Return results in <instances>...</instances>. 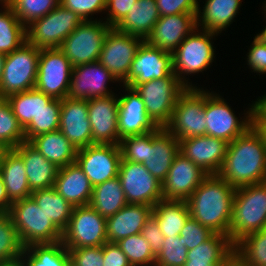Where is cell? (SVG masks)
Listing matches in <instances>:
<instances>
[{"label": "cell", "mask_w": 266, "mask_h": 266, "mask_svg": "<svg viewBox=\"0 0 266 266\" xmlns=\"http://www.w3.org/2000/svg\"><path fill=\"white\" fill-rule=\"evenodd\" d=\"M141 234L150 244L152 252L157 255L162 249L164 236L153 216L145 222Z\"/></svg>", "instance_id": "54"}, {"label": "cell", "mask_w": 266, "mask_h": 266, "mask_svg": "<svg viewBox=\"0 0 266 266\" xmlns=\"http://www.w3.org/2000/svg\"><path fill=\"white\" fill-rule=\"evenodd\" d=\"M30 143L58 168L76 161L77 148L58 129L34 137Z\"/></svg>", "instance_id": "32"}, {"label": "cell", "mask_w": 266, "mask_h": 266, "mask_svg": "<svg viewBox=\"0 0 266 266\" xmlns=\"http://www.w3.org/2000/svg\"><path fill=\"white\" fill-rule=\"evenodd\" d=\"M118 177L128 204L154 206L162 197V183L145 168L142 163H135L121 158Z\"/></svg>", "instance_id": "14"}, {"label": "cell", "mask_w": 266, "mask_h": 266, "mask_svg": "<svg viewBox=\"0 0 266 266\" xmlns=\"http://www.w3.org/2000/svg\"><path fill=\"white\" fill-rule=\"evenodd\" d=\"M254 104L252 121H266V94L258 98Z\"/></svg>", "instance_id": "57"}, {"label": "cell", "mask_w": 266, "mask_h": 266, "mask_svg": "<svg viewBox=\"0 0 266 266\" xmlns=\"http://www.w3.org/2000/svg\"><path fill=\"white\" fill-rule=\"evenodd\" d=\"M208 174L179 153L162 183L164 200L186 201Z\"/></svg>", "instance_id": "19"}, {"label": "cell", "mask_w": 266, "mask_h": 266, "mask_svg": "<svg viewBox=\"0 0 266 266\" xmlns=\"http://www.w3.org/2000/svg\"><path fill=\"white\" fill-rule=\"evenodd\" d=\"M188 249L180 235L164 237L161 251L156 255L154 266H183L187 261Z\"/></svg>", "instance_id": "46"}, {"label": "cell", "mask_w": 266, "mask_h": 266, "mask_svg": "<svg viewBox=\"0 0 266 266\" xmlns=\"http://www.w3.org/2000/svg\"><path fill=\"white\" fill-rule=\"evenodd\" d=\"M9 149L2 143H0V169L2 165V160L4 157V154L8 151Z\"/></svg>", "instance_id": "62"}, {"label": "cell", "mask_w": 266, "mask_h": 266, "mask_svg": "<svg viewBox=\"0 0 266 266\" xmlns=\"http://www.w3.org/2000/svg\"><path fill=\"white\" fill-rule=\"evenodd\" d=\"M132 266H154L156 255L141 233L116 242Z\"/></svg>", "instance_id": "43"}, {"label": "cell", "mask_w": 266, "mask_h": 266, "mask_svg": "<svg viewBox=\"0 0 266 266\" xmlns=\"http://www.w3.org/2000/svg\"><path fill=\"white\" fill-rule=\"evenodd\" d=\"M257 35L266 43V26L265 29Z\"/></svg>", "instance_id": "64"}, {"label": "cell", "mask_w": 266, "mask_h": 266, "mask_svg": "<svg viewBox=\"0 0 266 266\" xmlns=\"http://www.w3.org/2000/svg\"><path fill=\"white\" fill-rule=\"evenodd\" d=\"M0 175L8 199L12 203L30 197L32 191L28 185L24 162L13 149H9L4 154Z\"/></svg>", "instance_id": "31"}, {"label": "cell", "mask_w": 266, "mask_h": 266, "mask_svg": "<svg viewBox=\"0 0 266 266\" xmlns=\"http://www.w3.org/2000/svg\"><path fill=\"white\" fill-rule=\"evenodd\" d=\"M215 233L208 227L201 225L191 216L185 222L180 233V240L191 250L211 238Z\"/></svg>", "instance_id": "47"}, {"label": "cell", "mask_w": 266, "mask_h": 266, "mask_svg": "<svg viewBox=\"0 0 266 266\" xmlns=\"http://www.w3.org/2000/svg\"><path fill=\"white\" fill-rule=\"evenodd\" d=\"M220 263H199V262H192L186 261L183 266H218Z\"/></svg>", "instance_id": "61"}, {"label": "cell", "mask_w": 266, "mask_h": 266, "mask_svg": "<svg viewBox=\"0 0 266 266\" xmlns=\"http://www.w3.org/2000/svg\"><path fill=\"white\" fill-rule=\"evenodd\" d=\"M159 17L156 0H137L132 9L114 28L121 33L146 40Z\"/></svg>", "instance_id": "29"}, {"label": "cell", "mask_w": 266, "mask_h": 266, "mask_svg": "<svg viewBox=\"0 0 266 266\" xmlns=\"http://www.w3.org/2000/svg\"><path fill=\"white\" fill-rule=\"evenodd\" d=\"M186 89L174 73L135 87L145 104L148 116L158 127H164L169 122L179 96Z\"/></svg>", "instance_id": "8"}, {"label": "cell", "mask_w": 266, "mask_h": 266, "mask_svg": "<svg viewBox=\"0 0 266 266\" xmlns=\"http://www.w3.org/2000/svg\"><path fill=\"white\" fill-rule=\"evenodd\" d=\"M0 2H2L1 4H6V2L4 0H0Z\"/></svg>", "instance_id": "66"}, {"label": "cell", "mask_w": 266, "mask_h": 266, "mask_svg": "<svg viewBox=\"0 0 266 266\" xmlns=\"http://www.w3.org/2000/svg\"><path fill=\"white\" fill-rule=\"evenodd\" d=\"M23 160L30 190L54 187L58 167L47 160L29 141L13 149Z\"/></svg>", "instance_id": "26"}, {"label": "cell", "mask_w": 266, "mask_h": 266, "mask_svg": "<svg viewBox=\"0 0 266 266\" xmlns=\"http://www.w3.org/2000/svg\"><path fill=\"white\" fill-rule=\"evenodd\" d=\"M8 4L26 27L44 17L60 4V0H11Z\"/></svg>", "instance_id": "45"}, {"label": "cell", "mask_w": 266, "mask_h": 266, "mask_svg": "<svg viewBox=\"0 0 266 266\" xmlns=\"http://www.w3.org/2000/svg\"><path fill=\"white\" fill-rule=\"evenodd\" d=\"M0 12V53L10 54L27 41L26 26L19 21L11 6L3 4Z\"/></svg>", "instance_id": "38"}, {"label": "cell", "mask_w": 266, "mask_h": 266, "mask_svg": "<svg viewBox=\"0 0 266 266\" xmlns=\"http://www.w3.org/2000/svg\"><path fill=\"white\" fill-rule=\"evenodd\" d=\"M5 56H6L5 54L0 53V84H1L2 72L4 68Z\"/></svg>", "instance_id": "63"}, {"label": "cell", "mask_w": 266, "mask_h": 266, "mask_svg": "<svg viewBox=\"0 0 266 266\" xmlns=\"http://www.w3.org/2000/svg\"><path fill=\"white\" fill-rule=\"evenodd\" d=\"M196 28V13L160 16L145 41L153 47L173 53Z\"/></svg>", "instance_id": "23"}, {"label": "cell", "mask_w": 266, "mask_h": 266, "mask_svg": "<svg viewBox=\"0 0 266 266\" xmlns=\"http://www.w3.org/2000/svg\"><path fill=\"white\" fill-rule=\"evenodd\" d=\"M106 242V218L90 205L74 207L68 226L63 231V245L67 249H76L103 246Z\"/></svg>", "instance_id": "11"}, {"label": "cell", "mask_w": 266, "mask_h": 266, "mask_svg": "<svg viewBox=\"0 0 266 266\" xmlns=\"http://www.w3.org/2000/svg\"><path fill=\"white\" fill-rule=\"evenodd\" d=\"M180 153L179 140L164 127L146 133L145 168L163 183L175 157Z\"/></svg>", "instance_id": "20"}, {"label": "cell", "mask_w": 266, "mask_h": 266, "mask_svg": "<svg viewBox=\"0 0 266 266\" xmlns=\"http://www.w3.org/2000/svg\"><path fill=\"white\" fill-rule=\"evenodd\" d=\"M103 258V266H132L116 243L106 242L103 245Z\"/></svg>", "instance_id": "55"}, {"label": "cell", "mask_w": 266, "mask_h": 266, "mask_svg": "<svg viewBox=\"0 0 266 266\" xmlns=\"http://www.w3.org/2000/svg\"><path fill=\"white\" fill-rule=\"evenodd\" d=\"M25 141L23 127L5 98L0 97V143L8 149H14Z\"/></svg>", "instance_id": "42"}, {"label": "cell", "mask_w": 266, "mask_h": 266, "mask_svg": "<svg viewBox=\"0 0 266 266\" xmlns=\"http://www.w3.org/2000/svg\"><path fill=\"white\" fill-rule=\"evenodd\" d=\"M266 145L251 126L244 134L228 143L218 175L234 188L264 182Z\"/></svg>", "instance_id": "1"}, {"label": "cell", "mask_w": 266, "mask_h": 266, "mask_svg": "<svg viewBox=\"0 0 266 266\" xmlns=\"http://www.w3.org/2000/svg\"><path fill=\"white\" fill-rule=\"evenodd\" d=\"M82 21L75 12L59 4L26 27L27 41L39 49L60 48Z\"/></svg>", "instance_id": "9"}, {"label": "cell", "mask_w": 266, "mask_h": 266, "mask_svg": "<svg viewBox=\"0 0 266 266\" xmlns=\"http://www.w3.org/2000/svg\"><path fill=\"white\" fill-rule=\"evenodd\" d=\"M137 0H107L106 9L108 10L107 23L115 27L132 9Z\"/></svg>", "instance_id": "53"}, {"label": "cell", "mask_w": 266, "mask_h": 266, "mask_svg": "<svg viewBox=\"0 0 266 266\" xmlns=\"http://www.w3.org/2000/svg\"><path fill=\"white\" fill-rule=\"evenodd\" d=\"M252 126L260 134L266 145V121H252Z\"/></svg>", "instance_id": "59"}, {"label": "cell", "mask_w": 266, "mask_h": 266, "mask_svg": "<svg viewBox=\"0 0 266 266\" xmlns=\"http://www.w3.org/2000/svg\"><path fill=\"white\" fill-rule=\"evenodd\" d=\"M235 188L218 174L208 175L186 200L190 216L214 233L229 236Z\"/></svg>", "instance_id": "2"}, {"label": "cell", "mask_w": 266, "mask_h": 266, "mask_svg": "<svg viewBox=\"0 0 266 266\" xmlns=\"http://www.w3.org/2000/svg\"><path fill=\"white\" fill-rule=\"evenodd\" d=\"M67 266H76L72 261H70Z\"/></svg>", "instance_id": "65"}, {"label": "cell", "mask_w": 266, "mask_h": 266, "mask_svg": "<svg viewBox=\"0 0 266 266\" xmlns=\"http://www.w3.org/2000/svg\"><path fill=\"white\" fill-rule=\"evenodd\" d=\"M40 50L26 41L5 56L0 84L1 98L35 88Z\"/></svg>", "instance_id": "5"}, {"label": "cell", "mask_w": 266, "mask_h": 266, "mask_svg": "<svg viewBox=\"0 0 266 266\" xmlns=\"http://www.w3.org/2000/svg\"><path fill=\"white\" fill-rule=\"evenodd\" d=\"M0 266H26V263L20 258L11 262L0 263Z\"/></svg>", "instance_id": "60"}, {"label": "cell", "mask_w": 266, "mask_h": 266, "mask_svg": "<svg viewBox=\"0 0 266 266\" xmlns=\"http://www.w3.org/2000/svg\"><path fill=\"white\" fill-rule=\"evenodd\" d=\"M128 94L118 98V133L119 138L145 134L158 126L148 116L140 94L131 86L125 85Z\"/></svg>", "instance_id": "25"}, {"label": "cell", "mask_w": 266, "mask_h": 266, "mask_svg": "<svg viewBox=\"0 0 266 266\" xmlns=\"http://www.w3.org/2000/svg\"><path fill=\"white\" fill-rule=\"evenodd\" d=\"M205 90L187 88L178 98L164 128L178 140L205 136Z\"/></svg>", "instance_id": "6"}, {"label": "cell", "mask_w": 266, "mask_h": 266, "mask_svg": "<svg viewBox=\"0 0 266 266\" xmlns=\"http://www.w3.org/2000/svg\"><path fill=\"white\" fill-rule=\"evenodd\" d=\"M60 4L86 21L91 20L89 15L105 11L107 0H60Z\"/></svg>", "instance_id": "49"}, {"label": "cell", "mask_w": 266, "mask_h": 266, "mask_svg": "<svg viewBox=\"0 0 266 266\" xmlns=\"http://www.w3.org/2000/svg\"><path fill=\"white\" fill-rule=\"evenodd\" d=\"M234 248L249 266H266V227L246 235Z\"/></svg>", "instance_id": "44"}, {"label": "cell", "mask_w": 266, "mask_h": 266, "mask_svg": "<svg viewBox=\"0 0 266 266\" xmlns=\"http://www.w3.org/2000/svg\"><path fill=\"white\" fill-rule=\"evenodd\" d=\"M21 258L26 266H67L71 261L69 251L62 241L30 245L23 248Z\"/></svg>", "instance_id": "37"}, {"label": "cell", "mask_w": 266, "mask_h": 266, "mask_svg": "<svg viewBox=\"0 0 266 266\" xmlns=\"http://www.w3.org/2000/svg\"><path fill=\"white\" fill-rule=\"evenodd\" d=\"M59 130L77 149L92 145V131L88 115V100H61Z\"/></svg>", "instance_id": "24"}, {"label": "cell", "mask_w": 266, "mask_h": 266, "mask_svg": "<svg viewBox=\"0 0 266 266\" xmlns=\"http://www.w3.org/2000/svg\"><path fill=\"white\" fill-rule=\"evenodd\" d=\"M205 2L203 12H201L198 4L197 28L201 26L202 29L216 34H219L234 21L242 4L241 0H206Z\"/></svg>", "instance_id": "30"}, {"label": "cell", "mask_w": 266, "mask_h": 266, "mask_svg": "<svg viewBox=\"0 0 266 266\" xmlns=\"http://www.w3.org/2000/svg\"><path fill=\"white\" fill-rule=\"evenodd\" d=\"M121 158L135 163H143L146 153V133L122 138L119 143Z\"/></svg>", "instance_id": "48"}, {"label": "cell", "mask_w": 266, "mask_h": 266, "mask_svg": "<svg viewBox=\"0 0 266 266\" xmlns=\"http://www.w3.org/2000/svg\"><path fill=\"white\" fill-rule=\"evenodd\" d=\"M234 248L229 236L215 233L204 243L188 250L187 261L199 263H221Z\"/></svg>", "instance_id": "39"}, {"label": "cell", "mask_w": 266, "mask_h": 266, "mask_svg": "<svg viewBox=\"0 0 266 266\" xmlns=\"http://www.w3.org/2000/svg\"><path fill=\"white\" fill-rule=\"evenodd\" d=\"M152 216L156 219L164 237L180 235L190 217L186 201L161 200L153 206Z\"/></svg>", "instance_id": "33"}, {"label": "cell", "mask_w": 266, "mask_h": 266, "mask_svg": "<svg viewBox=\"0 0 266 266\" xmlns=\"http://www.w3.org/2000/svg\"><path fill=\"white\" fill-rule=\"evenodd\" d=\"M266 227V183L235 188L229 237L235 245L246 235Z\"/></svg>", "instance_id": "3"}, {"label": "cell", "mask_w": 266, "mask_h": 266, "mask_svg": "<svg viewBox=\"0 0 266 266\" xmlns=\"http://www.w3.org/2000/svg\"><path fill=\"white\" fill-rule=\"evenodd\" d=\"M54 188L73 207L89 205L93 186L76 162L58 169Z\"/></svg>", "instance_id": "28"}, {"label": "cell", "mask_w": 266, "mask_h": 266, "mask_svg": "<svg viewBox=\"0 0 266 266\" xmlns=\"http://www.w3.org/2000/svg\"><path fill=\"white\" fill-rule=\"evenodd\" d=\"M117 79L98 61L73 67L67 98L89 100L113 95L107 82Z\"/></svg>", "instance_id": "18"}, {"label": "cell", "mask_w": 266, "mask_h": 266, "mask_svg": "<svg viewBox=\"0 0 266 266\" xmlns=\"http://www.w3.org/2000/svg\"><path fill=\"white\" fill-rule=\"evenodd\" d=\"M119 144H92L77 150L76 163L94 187L118 176Z\"/></svg>", "instance_id": "16"}, {"label": "cell", "mask_w": 266, "mask_h": 266, "mask_svg": "<svg viewBox=\"0 0 266 266\" xmlns=\"http://www.w3.org/2000/svg\"><path fill=\"white\" fill-rule=\"evenodd\" d=\"M172 73V53L153 47L144 41L134 57L123 86L128 85L135 88L138 84L166 78Z\"/></svg>", "instance_id": "17"}, {"label": "cell", "mask_w": 266, "mask_h": 266, "mask_svg": "<svg viewBox=\"0 0 266 266\" xmlns=\"http://www.w3.org/2000/svg\"><path fill=\"white\" fill-rule=\"evenodd\" d=\"M23 245L8 213H0V263L22 257Z\"/></svg>", "instance_id": "41"}, {"label": "cell", "mask_w": 266, "mask_h": 266, "mask_svg": "<svg viewBox=\"0 0 266 266\" xmlns=\"http://www.w3.org/2000/svg\"><path fill=\"white\" fill-rule=\"evenodd\" d=\"M247 61L253 72L266 74V43L258 35L254 37Z\"/></svg>", "instance_id": "52"}, {"label": "cell", "mask_w": 266, "mask_h": 266, "mask_svg": "<svg viewBox=\"0 0 266 266\" xmlns=\"http://www.w3.org/2000/svg\"><path fill=\"white\" fill-rule=\"evenodd\" d=\"M8 214L24 248L33 244L62 241L63 232L48 219L31 197L13 202Z\"/></svg>", "instance_id": "4"}, {"label": "cell", "mask_w": 266, "mask_h": 266, "mask_svg": "<svg viewBox=\"0 0 266 266\" xmlns=\"http://www.w3.org/2000/svg\"><path fill=\"white\" fill-rule=\"evenodd\" d=\"M111 28L105 21L103 23L100 20L82 21L64 39L59 49L73 67L96 62L99 59L105 37Z\"/></svg>", "instance_id": "10"}, {"label": "cell", "mask_w": 266, "mask_h": 266, "mask_svg": "<svg viewBox=\"0 0 266 266\" xmlns=\"http://www.w3.org/2000/svg\"><path fill=\"white\" fill-rule=\"evenodd\" d=\"M76 266H103V246L68 249Z\"/></svg>", "instance_id": "50"}, {"label": "cell", "mask_w": 266, "mask_h": 266, "mask_svg": "<svg viewBox=\"0 0 266 266\" xmlns=\"http://www.w3.org/2000/svg\"><path fill=\"white\" fill-rule=\"evenodd\" d=\"M144 41L140 37L121 33L112 27L105 37L98 62L117 79V82H124L134 57Z\"/></svg>", "instance_id": "15"}, {"label": "cell", "mask_w": 266, "mask_h": 266, "mask_svg": "<svg viewBox=\"0 0 266 266\" xmlns=\"http://www.w3.org/2000/svg\"><path fill=\"white\" fill-rule=\"evenodd\" d=\"M218 266H249L243 256L233 248Z\"/></svg>", "instance_id": "56"}, {"label": "cell", "mask_w": 266, "mask_h": 266, "mask_svg": "<svg viewBox=\"0 0 266 266\" xmlns=\"http://www.w3.org/2000/svg\"><path fill=\"white\" fill-rule=\"evenodd\" d=\"M153 207L144 204H126L116 214L106 218L107 241L116 243L128 236L141 233L152 216Z\"/></svg>", "instance_id": "27"}, {"label": "cell", "mask_w": 266, "mask_h": 266, "mask_svg": "<svg viewBox=\"0 0 266 266\" xmlns=\"http://www.w3.org/2000/svg\"><path fill=\"white\" fill-rule=\"evenodd\" d=\"M197 0H156V5L160 16L197 13Z\"/></svg>", "instance_id": "51"}, {"label": "cell", "mask_w": 266, "mask_h": 266, "mask_svg": "<svg viewBox=\"0 0 266 266\" xmlns=\"http://www.w3.org/2000/svg\"><path fill=\"white\" fill-rule=\"evenodd\" d=\"M264 5H265V7H264V11H266V1H265V4H264ZM265 13H266V12H265ZM265 15H266V14H265Z\"/></svg>", "instance_id": "67"}, {"label": "cell", "mask_w": 266, "mask_h": 266, "mask_svg": "<svg viewBox=\"0 0 266 266\" xmlns=\"http://www.w3.org/2000/svg\"><path fill=\"white\" fill-rule=\"evenodd\" d=\"M61 100L52 99L31 122L24 128L25 141L59 129Z\"/></svg>", "instance_id": "40"}, {"label": "cell", "mask_w": 266, "mask_h": 266, "mask_svg": "<svg viewBox=\"0 0 266 266\" xmlns=\"http://www.w3.org/2000/svg\"><path fill=\"white\" fill-rule=\"evenodd\" d=\"M126 204L128 203L118 176L93 187L89 205L101 216L108 218Z\"/></svg>", "instance_id": "34"}, {"label": "cell", "mask_w": 266, "mask_h": 266, "mask_svg": "<svg viewBox=\"0 0 266 266\" xmlns=\"http://www.w3.org/2000/svg\"><path fill=\"white\" fill-rule=\"evenodd\" d=\"M23 129L53 99L36 88L15 93L5 98Z\"/></svg>", "instance_id": "36"}, {"label": "cell", "mask_w": 266, "mask_h": 266, "mask_svg": "<svg viewBox=\"0 0 266 266\" xmlns=\"http://www.w3.org/2000/svg\"><path fill=\"white\" fill-rule=\"evenodd\" d=\"M228 142L211 136L179 140V151L208 175L218 174L223 165Z\"/></svg>", "instance_id": "21"}, {"label": "cell", "mask_w": 266, "mask_h": 266, "mask_svg": "<svg viewBox=\"0 0 266 266\" xmlns=\"http://www.w3.org/2000/svg\"><path fill=\"white\" fill-rule=\"evenodd\" d=\"M30 197L62 232L67 228L74 207L54 187L33 191Z\"/></svg>", "instance_id": "35"}, {"label": "cell", "mask_w": 266, "mask_h": 266, "mask_svg": "<svg viewBox=\"0 0 266 266\" xmlns=\"http://www.w3.org/2000/svg\"><path fill=\"white\" fill-rule=\"evenodd\" d=\"M118 97L91 98L88 100V115L93 144H119Z\"/></svg>", "instance_id": "22"}, {"label": "cell", "mask_w": 266, "mask_h": 266, "mask_svg": "<svg viewBox=\"0 0 266 266\" xmlns=\"http://www.w3.org/2000/svg\"><path fill=\"white\" fill-rule=\"evenodd\" d=\"M73 65L59 48L41 49L35 88L54 99L67 97Z\"/></svg>", "instance_id": "13"}, {"label": "cell", "mask_w": 266, "mask_h": 266, "mask_svg": "<svg viewBox=\"0 0 266 266\" xmlns=\"http://www.w3.org/2000/svg\"><path fill=\"white\" fill-rule=\"evenodd\" d=\"M12 202L8 199L5 185L0 175V213H8Z\"/></svg>", "instance_id": "58"}, {"label": "cell", "mask_w": 266, "mask_h": 266, "mask_svg": "<svg viewBox=\"0 0 266 266\" xmlns=\"http://www.w3.org/2000/svg\"><path fill=\"white\" fill-rule=\"evenodd\" d=\"M247 111L246 119L238 121L231 107L218 94L205 91L206 135L231 143L252 126L254 104Z\"/></svg>", "instance_id": "12"}, {"label": "cell", "mask_w": 266, "mask_h": 266, "mask_svg": "<svg viewBox=\"0 0 266 266\" xmlns=\"http://www.w3.org/2000/svg\"><path fill=\"white\" fill-rule=\"evenodd\" d=\"M199 28L194 29L172 53L173 73L187 87L193 88L188 84L184 75L195 74L204 71L212 64L214 47L211 40L216 33L206 31L197 33Z\"/></svg>", "instance_id": "7"}]
</instances>
